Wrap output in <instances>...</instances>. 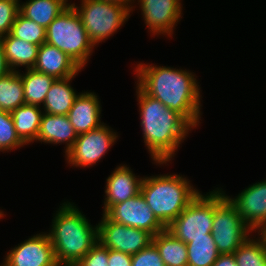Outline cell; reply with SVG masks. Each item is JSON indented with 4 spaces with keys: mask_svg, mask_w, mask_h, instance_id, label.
I'll return each instance as SVG.
<instances>
[{
    "mask_svg": "<svg viewBox=\"0 0 266 266\" xmlns=\"http://www.w3.org/2000/svg\"><path fill=\"white\" fill-rule=\"evenodd\" d=\"M137 85L149 96L180 113L194 128L201 118L200 87L195 75L172 67L137 64Z\"/></svg>",
    "mask_w": 266,
    "mask_h": 266,
    "instance_id": "1",
    "label": "cell"
},
{
    "mask_svg": "<svg viewBox=\"0 0 266 266\" xmlns=\"http://www.w3.org/2000/svg\"><path fill=\"white\" fill-rule=\"evenodd\" d=\"M144 143L156 164H166L194 127L177 111L136 87Z\"/></svg>",
    "mask_w": 266,
    "mask_h": 266,
    "instance_id": "2",
    "label": "cell"
},
{
    "mask_svg": "<svg viewBox=\"0 0 266 266\" xmlns=\"http://www.w3.org/2000/svg\"><path fill=\"white\" fill-rule=\"evenodd\" d=\"M61 205L48 236L59 266H76L98 242L97 224L93 227L74 204L67 201Z\"/></svg>",
    "mask_w": 266,
    "mask_h": 266,
    "instance_id": "3",
    "label": "cell"
},
{
    "mask_svg": "<svg viewBox=\"0 0 266 266\" xmlns=\"http://www.w3.org/2000/svg\"><path fill=\"white\" fill-rule=\"evenodd\" d=\"M140 193L156 218L167 228L200 191L186 177L164 174L143 177Z\"/></svg>",
    "mask_w": 266,
    "mask_h": 266,
    "instance_id": "4",
    "label": "cell"
},
{
    "mask_svg": "<svg viewBox=\"0 0 266 266\" xmlns=\"http://www.w3.org/2000/svg\"><path fill=\"white\" fill-rule=\"evenodd\" d=\"M45 43L66 53L81 68L86 66L95 47L71 4L48 25Z\"/></svg>",
    "mask_w": 266,
    "mask_h": 266,
    "instance_id": "5",
    "label": "cell"
},
{
    "mask_svg": "<svg viewBox=\"0 0 266 266\" xmlns=\"http://www.w3.org/2000/svg\"><path fill=\"white\" fill-rule=\"evenodd\" d=\"M216 189L211 233L219 254H233L253 231L243 221L226 194L221 189Z\"/></svg>",
    "mask_w": 266,
    "mask_h": 266,
    "instance_id": "6",
    "label": "cell"
},
{
    "mask_svg": "<svg viewBox=\"0 0 266 266\" xmlns=\"http://www.w3.org/2000/svg\"><path fill=\"white\" fill-rule=\"evenodd\" d=\"M71 5L79 15L94 46L116 33L131 12L127 7L105 0H81L79 7L75 3Z\"/></svg>",
    "mask_w": 266,
    "mask_h": 266,
    "instance_id": "7",
    "label": "cell"
},
{
    "mask_svg": "<svg viewBox=\"0 0 266 266\" xmlns=\"http://www.w3.org/2000/svg\"><path fill=\"white\" fill-rule=\"evenodd\" d=\"M208 193L205 195L199 193L166 228L185 244L192 242L194 238L209 237V234H212L214 190Z\"/></svg>",
    "mask_w": 266,
    "mask_h": 266,
    "instance_id": "8",
    "label": "cell"
},
{
    "mask_svg": "<svg viewBox=\"0 0 266 266\" xmlns=\"http://www.w3.org/2000/svg\"><path fill=\"white\" fill-rule=\"evenodd\" d=\"M98 242L105 248L134 255L153 242V235L145 230L111 221L105 214L97 224Z\"/></svg>",
    "mask_w": 266,
    "mask_h": 266,
    "instance_id": "9",
    "label": "cell"
},
{
    "mask_svg": "<svg viewBox=\"0 0 266 266\" xmlns=\"http://www.w3.org/2000/svg\"><path fill=\"white\" fill-rule=\"evenodd\" d=\"M118 135L109 126L101 127L79 134L75 143L65 153L70 166L88 167L95 165L114 145Z\"/></svg>",
    "mask_w": 266,
    "mask_h": 266,
    "instance_id": "10",
    "label": "cell"
},
{
    "mask_svg": "<svg viewBox=\"0 0 266 266\" xmlns=\"http://www.w3.org/2000/svg\"><path fill=\"white\" fill-rule=\"evenodd\" d=\"M105 215L111 221L145 230L153 236L166 229L156 218L141 193L125 202L113 205Z\"/></svg>",
    "mask_w": 266,
    "mask_h": 266,
    "instance_id": "11",
    "label": "cell"
},
{
    "mask_svg": "<svg viewBox=\"0 0 266 266\" xmlns=\"http://www.w3.org/2000/svg\"><path fill=\"white\" fill-rule=\"evenodd\" d=\"M3 266H59L47 233L36 234L11 249Z\"/></svg>",
    "mask_w": 266,
    "mask_h": 266,
    "instance_id": "12",
    "label": "cell"
},
{
    "mask_svg": "<svg viewBox=\"0 0 266 266\" xmlns=\"http://www.w3.org/2000/svg\"><path fill=\"white\" fill-rule=\"evenodd\" d=\"M180 0H138L144 22L153 35L172 36L182 17Z\"/></svg>",
    "mask_w": 266,
    "mask_h": 266,
    "instance_id": "13",
    "label": "cell"
},
{
    "mask_svg": "<svg viewBox=\"0 0 266 266\" xmlns=\"http://www.w3.org/2000/svg\"><path fill=\"white\" fill-rule=\"evenodd\" d=\"M226 196L252 231L266 224V180L250 185L235 198Z\"/></svg>",
    "mask_w": 266,
    "mask_h": 266,
    "instance_id": "14",
    "label": "cell"
},
{
    "mask_svg": "<svg viewBox=\"0 0 266 266\" xmlns=\"http://www.w3.org/2000/svg\"><path fill=\"white\" fill-rule=\"evenodd\" d=\"M143 178L135 176L127 165H120L106 179L105 187V214L113 205L125 202L126 200L140 193Z\"/></svg>",
    "mask_w": 266,
    "mask_h": 266,
    "instance_id": "15",
    "label": "cell"
},
{
    "mask_svg": "<svg viewBox=\"0 0 266 266\" xmlns=\"http://www.w3.org/2000/svg\"><path fill=\"white\" fill-rule=\"evenodd\" d=\"M94 92H83L75 98L67 117L79 135L101 127V104Z\"/></svg>",
    "mask_w": 266,
    "mask_h": 266,
    "instance_id": "16",
    "label": "cell"
},
{
    "mask_svg": "<svg viewBox=\"0 0 266 266\" xmlns=\"http://www.w3.org/2000/svg\"><path fill=\"white\" fill-rule=\"evenodd\" d=\"M33 69L55 79L76 76L81 67L66 53L48 43L39 46L37 61Z\"/></svg>",
    "mask_w": 266,
    "mask_h": 266,
    "instance_id": "17",
    "label": "cell"
},
{
    "mask_svg": "<svg viewBox=\"0 0 266 266\" xmlns=\"http://www.w3.org/2000/svg\"><path fill=\"white\" fill-rule=\"evenodd\" d=\"M78 134L71 125L67 115H54L43 113L37 135L41 143H66L65 153L72 147Z\"/></svg>",
    "mask_w": 266,
    "mask_h": 266,
    "instance_id": "18",
    "label": "cell"
},
{
    "mask_svg": "<svg viewBox=\"0 0 266 266\" xmlns=\"http://www.w3.org/2000/svg\"><path fill=\"white\" fill-rule=\"evenodd\" d=\"M1 39L6 61L12 71H18L16 70L17 67L21 66H26V69H33L37 61L39 45L13 37L10 33Z\"/></svg>",
    "mask_w": 266,
    "mask_h": 266,
    "instance_id": "19",
    "label": "cell"
},
{
    "mask_svg": "<svg viewBox=\"0 0 266 266\" xmlns=\"http://www.w3.org/2000/svg\"><path fill=\"white\" fill-rule=\"evenodd\" d=\"M75 76L69 78L55 79L52 83L50 90L46 94L45 101L42 105L44 113L54 115H67L77 94L73 87L70 85V81Z\"/></svg>",
    "mask_w": 266,
    "mask_h": 266,
    "instance_id": "20",
    "label": "cell"
},
{
    "mask_svg": "<svg viewBox=\"0 0 266 266\" xmlns=\"http://www.w3.org/2000/svg\"><path fill=\"white\" fill-rule=\"evenodd\" d=\"M19 12L45 29L71 3L65 0H27L19 3Z\"/></svg>",
    "mask_w": 266,
    "mask_h": 266,
    "instance_id": "21",
    "label": "cell"
},
{
    "mask_svg": "<svg viewBox=\"0 0 266 266\" xmlns=\"http://www.w3.org/2000/svg\"><path fill=\"white\" fill-rule=\"evenodd\" d=\"M41 107L23 104L11 112L17 135L25 143L37 141L41 118Z\"/></svg>",
    "mask_w": 266,
    "mask_h": 266,
    "instance_id": "22",
    "label": "cell"
},
{
    "mask_svg": "<svg viewBox=\"0 0 266 266\" xmlns=\"http://www.w3.org/2000/svg\"><path fill=\"white\" fill-rule=\"evenodd\" d=\"M153 243L157 247L165 266H188L186 244L167 229L154 235Z\"/></svg>",
    "mask_w": 266,
    "mask_h": 266,
    "instance_id": "23",
    "label": "cell"
},
{
    "mask_svg": "<svg viewBox=\"0 0 266 266\" xmlns=\"http://www.w3.org/2000/svg\"><path fill=\"white\" fill-rule=\"evenodd\" d=\"M19 74L23 82L25 104L41 107L55 78L34 69H26L25 73Z\"/></svg>",
    "mask_w": 266,
    "mask_h": 266,
    "instance_id": "24",
    "label": "cell"
},
{
    "mask_svg": "<svg viewBox=\"0 0 266 266\" xmlns=\"http://www.w3.org/2000/svg\"><path fill=\"white\" fill-rule=\"evenodd\" d=\"M23 104L25 98L19 70L0 77V110L12 112Z\"/></svg>",
    "mask_w": 266,
    "mask_h": 266,
    "instance_id": "25",
    "label": "cell"
},
{
    "mask_svg": "<svg viewBox=\"0 0 266 266\" xmlns=\"http://www.w3.org/2000/svg\"><path fill=\"white\" fill-rule=\"evenodd\" d=\"M188 252V266H213L218 256L213 235L194 238L186 244Z\"/></svg>",
    "mask_w": 266,
    "mask_h": 266,
    "instance_id": "26",
    "label": "cell"
},
{
    "mask_svg": "<svg viewBox=\"0 0 266 266\" xmlns=\"http://www.w3.org/2000/svg\"><path fill=\"white\" fill-rule=\"evenodd\" d=\"M233 254L238 266H266V251L258 238H247Z\"/></svg>",
    "mask_w": 266,
    "mask_h": 266,
    "instance_id": "27",
    "label": "cell"
},
{
    "mask_svg": "<svg viewBox=\"0 0 266 266\" xmlns=\"http://www.w3.org/2000/svg\"><path fill=\"white\" fill-rule=\"evenodd\" d=\"M10 34L28 43L41 45L46 40V29L34 21L24 17L20 12L14 21Z\"/></svg>",
    "mask_w": 266,
    "mask_h": 266,
    "instance_id": "28",
    "label": "cell"
},
{
    "mask_svg": "<svg viewBox=\"0 0 266 266\" xmlns=\"http://www.w3.org/2000/svg\"><path fill=\"white\" fill-rule=\"evenodd\" d=\"M26 145L17 135L11 112L0 110V151H11Z\"/></svg>",
    "mask_w": 266,
    "mask_h": 266,
    "instance_id": "29",
    "label": "cell"
},
{
    "mask_svg": "<svg viewBox=\"0 0 266 266\" xmlns=\"http://www.w3.org/2000/svg\"><path fill=\"white\" fill-rule=\"evenodd\" d=\"M19 3L16 0H0V38L10 33L19 13Z\"/></svg>",
    "mask_w": 266,
    "mask_h": 266,
    "instance_id": "30",
    "label": "cell"
},
{
    "mask_svg": "<svg viewBox=\"0 0 266 266\" xmlns=\"http://www.w3.org/2000/svg\"><path fill=\"white\" fill-rule=\"evenodd\" d=\"M132 266H165L160 253L152 242L148 247L132 255Z\"/></svg>",
    "mask_w": 266,
    "mask_h": 266,
    "instance_id": "31",
    "label": "cell"
},
{
    "mask_svg": "<svg viewBox=\"0 0 266 266\" xmlns=\"http://www.w3.org/2000/svg\"><path fill=\"white\" fill-rule=\"evenodd\" d=\"M108 248L97 242L76 266H108Z\"/></svg>",
    "mask_w": 266,
    "mask_h": 266,
    "instance_id": "32",
    "label": "cell"
},
{
    "mask_svg": "<svg viewBox=\"0 0 266 266\" xmlns=\"http://www.w3.org/2000/svg\"><path fill=\"white\" fill-rule=\"evenodd\" d=\"M108 266H132V256L123 252L108 249Z\"/></svg>",
    "mask_w": 266,
    "mask_h": 266,
    "instance_id": "33",
    "label": "cell"
},
{
    "mask_svg": "<svg viewBox=\"0 0 266 266\" xmlns=\"http://www.w3.org/2000/svg\"><path fill=\"white\" fill-rule=\"evenodd\" d=\"M213 266H238L234 254H220Z\"/></svg>",
    "mask_w": 266,
    "mask_h": 266,
    "instance_id": "34",
    "label": "cell"
},
{
    "mask_svg": "<svg viewBox=\"0 0 266 266\" xmlns=\"http://www.w3.org/2000/svg\"><path fill=\"white\" fill-rule=\"evenodd\" d=\"M11 71L12 70L10 69L6 61L3 42H2V39L0 38V77L5 76Z\"/></svg>",
    "mask_w": 266,
    "mask_h": 266,
    "instance_id": "35",
    "label": "cell"
},
{
    "mask_svg": "<svg viewBox=\"0 0 266 266\" xmlns=\"http://www.w3.org/2000/svg\"><path fill=\"white\" fill-rule=\"evenodd\" d=\"M259 230V231H258ZM258 234L260 235L259 239L263 243L264 249L266 251V224L260 226L257 229Z\"/></svg>",
    "mask_w": 266,
    "mask_h": 266,
    "instance_id": "36",
    "label": "cell"
},
{
    "mask_svg": "<svg viewBox=\"0 0 266 266\" xmlns=\"http://www.w3.org/2000/svg\"><path fill=\"white\" fill-rule=\"evenodd\" d=\"M108 2H112L115 4H119L121 6L127 7L132 11V8H134L131 4L134 2V0H105ZM133 1V2H132Z\"/></svg>",
    "mask_w": 266,
    "mask_h": 266,
    "instance_id": "37",
    "label": "cell"
},
{
    "mask_svg": "<svg viewBox=\"0 0 266 266\" xmlns=\"http://www.w3.org/2000/svg\"><path fill=\"white\" fill-rule=\"evenodd\" d=\"M4 216L3 211L0 210V218Z\"/></svg>",
    "mask_w": 266,
    "mask_h": 266,
    "instance_id": "38",
    "label": "cell"
}]
</instances>
